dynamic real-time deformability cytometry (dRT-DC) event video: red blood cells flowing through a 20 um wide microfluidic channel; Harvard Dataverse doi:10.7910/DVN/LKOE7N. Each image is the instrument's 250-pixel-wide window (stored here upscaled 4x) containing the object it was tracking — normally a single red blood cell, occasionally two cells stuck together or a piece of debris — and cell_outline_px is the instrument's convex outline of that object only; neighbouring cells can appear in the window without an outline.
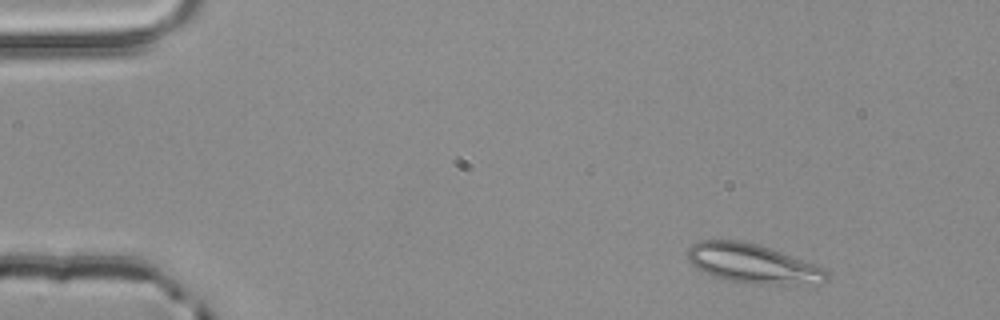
{"species": "common noctule bat (a hibernating species)", "species_latin": "Nyctalus noctula", "temperature_condition": "room temperature", "stored_images_in_passage": 3, "camera_frame_rate_fps": 3000, "um_per_image_px": 0.085, "animal": {"sex": "male", "body_mass_g": 20.4}, "frame": {"image": 1, "passage_image": 1, "time_ms": 0.0, "image_size_px": [1000, 320], "cell_outline_px": [[828, 280], [796, 284], [748, 284], [728, 280], [716, 276], [696, 268], [688, 260], [688, 248], [692, 244], [700, 240], [740, 240], [760, 244], [824, 268], [828, 272]], "centroid_in_image_um": [63.94, 22.39], "position_along_channel_um": 21.1, "area_um2": 31.5}}